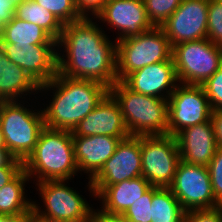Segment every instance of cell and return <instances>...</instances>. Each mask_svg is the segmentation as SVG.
Instances as JSON below:
<instances>
[{"instance_id":"obj_24","label":"cell","mask_w":222,"mask_h":222,"mask_svg":"<svg viewBox=\"0 0 222 222\" xmlns=\"http://www.w3.org/2000/svg\"><path fill=\"white\" fill-rule=\"evenodd\" d=\"M15 17L37 24L56 41L62 34L64 25L48 10L34 0H26L16 6Z\"/></svg>"},{"instance_id":"obj_32","label":"cell","mask_w":222,"mask_h":222,"mask_svg":"<svg viewBox=\"0 0 222 222\" xmlns=\"http://www.w3.org/2000/svg\"><path fill=\"white\" fill-rule=\"evenodd\" d=\"M184 222H222V205L185 212Z\"/></svg>"},{"instance_id":"obj_39","label":"cell","mask_w":222,"mask_h":222,"mask_svg":"<svg viewBox=\"0 0 222 222\" xmlns=\"http://www.w3.org/2000/svg\"><path fill=\"white\" fill-rule=\"evenodd\" d=\"M27 222H55L51 219L45 218L41 215H39L36 211L31 209L28 212V221Z\"/></svg>"},{"instance_id":"obj_14","label":"cell","mask_w":222,"mask_h":222,"mask_svg":"<svg viewBox=\"0 0 222 222\" xmlns=\"http://www.w3.org/2000/svg\"><path fill=\"white\" fill-rule=\"evenodd\" d=\"M95 18L103 23L102 27L106 24L109 29L115 28L116 41L140 35L154 27L143 0H107Z\"/></svg>"},{"instance_id":"obj_30","label":"cell","mask_w":222,"mask_h":222,"mask_svg":"<svg viewBox=\"0 0 222 222\" xmlns=\"http://www.w3.org/2000/svg\"><path fill=\"white\" fill-rule=\"evenodd\" d=\"M201 86L212 110H222V66Z\"/></svg>"},{"instance_id":"obj_20","label":"cell","mask_w":222,"mask_h":222,"mask_svg":"<svg viewBox=\"0 0 222 222\" xmlns=\"http://www.w3.org/2000/svg\"><path fill=\"white\" fill-rule=\"evenodd\" d=\"M91 186L95 199L101 203L99 209L109 214L120 215H123L151 187L142 176L113 185Z\"/></svg>"},{"instance_id":"obj_29","label":"cell","mask_w":222,"mask_h":222,"mask_svg":"<svg viewBox=\"0 0 222 222\" xmlns=\"http://www.w3.org/2000/svg\"><path fill=\"white\" fill-rule=\"evenodd\" d=\"M207 38L222 47V3L219 0H209Z\"/></svg>"},{"instance_id":"obj_27","label":"cell","mask_w":222,"mask_h":222,"mask_svg":"<svg viewBox=\"0 0 222 222\" xmlns=\"http://www.w3.org/2000/svg\"><path fill=\"white\" fill-rule=\"evenodd\" d=\"M149 20L155 27L162 24L179 7L182 0H143Z\"/></svg>"},{"instance_id":"obj_9","label":"cell","mask_w":222,"mask_h":222,"mask_svg":"<svg viewBox=\"0 0 222 222\" xmlns=\"http://www.w3.org/2000/svg\"><path fill=\"white\" fill-rule=\"evenodd\" d=\"M142 177L151 186L168 188L181 160L175 136H140Z\"/></svg>"},{"instance_id":"obj_40","label":"cell","mask_w":222,"mask_h":222,"mask_svg":"<svg viewBox=\"0 0 222 222\" xmlns=\"http://www.w3.org/2000/svg\"><path fill=\"white\" fill-rule=\"evenodd\" d=\"M13 159L14 157L8 150L0 149V167L7 166Z\"/></svg>"},{"instance_id":"obj_6","label":"cell","mask_w":222,"mask_h":222,"mask_svg":"<svg viewBox=\"0 0 222 222\" xmlns=\"http://www.w3.org/2000/svg\"><path fill=\"white\" fill-rule=\"evenodd\" d=\"M68 183L69 180L35 183L43 206L40 207V203L33 199L32 209L55 222H91L94 206Z\"/></svg>"},{"instance_id":"obj_10","label":"cell","mask_w":222,"mask_h":222,"mask_svg":"<svg viewBox=\"0 0 222 222\" xmlns=\"http://www.w3.org/2000/svg\"><path fill=\"white\" fill-rule=\"evenodd\" d=\"M185 212L220 206L215 199L208 168L180 160L168 187Z\"/></svg>"},{"instance_id":"obj_38","label":"cell","mask_w":222,"mask_h":222,"mask_svg":"<svg viewBox=\"0 0 222 222\" xmlns=\"http://www.w3.org/2000/svg\"><path fill=\"white\" fill-rule=\"evenodd\" d=\"M28 212L17 215H0V222H27Z\"/></svg>"},{"instance_id":"obj_17","label":"cell","mask_w":222,"mask_h":222,"mask_svg":"<svg viewBox=\"0 0 222 222\" xmlns=\"http://www.w3.org/2000/svg\"><path fill=\"white\" fill-rule=\"evenodd\" d=\"M92 135H107L121 140L130 136L119 104L109 92L72 132V136Z\"/></svg>"},{"instance_id":"obj_19","label":"cell","mask_w":222,"mask_h":222,"mask_svg":"<svg viewBox=\"0 0 222 222\" xmlns=\"http://www.w3.org/2000/svg\"><path fill=\"white\" fill-rule=\"evenodd\" d=\"M78 172L91 180L114 154L120 138L107 135L72 136Z\"/></svg>"},{"instance_id":"obj_25","label":"cell","mask_w":222,"mask_h":222,"mask_svg":"<svg viewBox=\"0 0 222 222\" xmlns=\"http://www.w3.org/2000/svg\"><path fill=\"white\" fill-rule=\"evenodd\" d=\"M152 222H184V209L169 188H159L152 197Z\"/></svg>"},{"instance_id":"obj_23","label":"cell","mask_w":222,"mask_h":222,"mask_svg":"<svg viewBox=\"0 0 222 222\" xmlns=\"http://www.w3.org/2000/svg\"><path fill=\"white\" fill-rule=\"evenodd\" d=\"M0 42L29 45L57 44V41L43 28L15 16L0 31Z\"/></svg>"},{"instance_id":"obj_42","label":"cell","mask_w":222,"mask_h":222,"mask_svg":"<svg viewBox=\"0 0 222 222\" xmlns=\"http://www.w3.org/2000/svg\"><path fill=\"white\" fill-rule=\"evenodd\" d=\"M15 6L19 5L21 2L26 1V0H11Z\"/></svg>"},{"instance_id":"obj_13","label":"cell","mask_w":222,"mask_h":222,"mask_svg":"<svg viewBox=\"0 0 222 222\" xmlns=\"http://www.w3.org/2000/svg\"><path fill=\"white\" fill-rule=\"evenodd\" d=\"M209 0H182L161 28L171 47L207 38Z\"/></svg>"},{"instance_id":"obj_7","label":"cell","mask_w":222,"mask_h":222,"mask_svg":"<svg viewBox=\"0 0 222 222\" xmlns=\"http://www.w3.org/2000/svg\"><path fill=\"white\" fill-rule=\"evenodd\" d=\"M172 47L161 27H153L142 34L116 41L117 81L147 65L167 61Z\"/></svg>"},{"instance_id":"obj_28","label":"cell","mask_w":222,"mask_h":222,"mask_svg":"<svg viewBox=\"0 0 222 222\" xmlns=\"http://www.w3.org/2000/svg\"><path fill=\"white\" fill-rule=\"evenodd\" d=\"M159 188L160 187L151 186L123 215L130 222H152V197Z\"/></svg>"},{"instance_id":"obj_5","label":"cell","mask_w":222,"mask_h":222,"mask_svg":"<svg viewBox=\"0 0 222 222\" xmlns=\"http://www.w3.org/2000/svg\"><path fill=\"white\" fill-rule=\"evenodd\" d=\"M28 101H0V127L7 150L22 162L33 152L45 127L42 109L33 110V102Z\"/></svg>"},{"instance_id":"obj_21","label":"cell","mask_w":222,"mask_h":222,"mask_svg":"<svg viewBox=\"0 0 222 222\" xmlns=\"http://www.w3.org/2000/svg\"><path fill=\"white\" fill-rule=\"evenodd\" d=\"M40 86L21 67L13 64L0 45V101L27 100L35 97ZM28 95V96H27Z\"/></svg>"},{"instance_id":"obj_36","label":"cell","mask_w":222,"mask_h":222,"mask_svg":"<svg viewBox=\"0 0 222 222\" xmlns=\"http://www.w3.org/2000/svg\"><path fill=\"white\" fill-rule=\"evenodd\" d=\"M91 222H130L124 215L109 214L100 209H93Z\"/></svg>"},{"instance_id":"obj_8","label":"cell","mask_w":222,"mask_h":222,"mask_svg":"<svg viewBox=\"0 0 222 222\" xmlns=\"http://www.w3.org/2000/svg\"><path fill=\"white\" fill-rule=\"evenodd\" d=\"M178 83L202 85L222 66V47L208 38L179 43L172 47Z\"/></svg>"},{"instance_id":"obj_35","label":"cell","mask_w":222,"mask_h":222,"mask_svg":"<svg viewBox=\"0 0 222 222\" xmlns=\"http://www.w3.org/2000/svg\"><path fill=\"white\" fill-rule=\"evenodd\" d=\"M16 6L11 0H0V31L12 21Z\"/></svg>"},{"instance_id":"obj_4","label":"cell","mask_w":222,"mask_h":222,"mask_svg":"<svg viewBox=\"0 0 222 222\" xmlns=\"http://www.w3.org/2000/svg\"><path fill=\"white\" fill-rule=\"evenodd\" d=\"M109 93L119 104L131 136L168 134V100L137 93L116 81Z\"/></svg>"},{"instance_id":"obj_12","label":"cell","mask_w":222,"mask_h":222,"mask_svg":"<svg viewBox=\"0 0 222 222\" xmlns=\"http://www.w3.org/2000/svg\"><path fill=\"white\" fill-rule=\"evenodd\" d=\"M142 176L140 136H128L120 140L114 154L100 171L86 183L89 196L95 197L91 185H113Z\"/></svg>"},{"instance_id":"obj_41","label":"cell","mask_w":222,"mask_h":222,"mask_svg":"<svg viewBox=\"0 0 222 222\" xmlns=\"http://www.w3.org/2000/svg\"><path fill=\"white\" fill-rule=\"evenodd\" d=\"M0 149L1 150H7L6 144H5V139H4V135L1 131V127H0Z\"/></svg>"},{"instance_id":"obj_22","label":"cell","mask_w":222,"mask_h":222,"mask_svg":"<svg viewBox=\"0 0 222 222\" xmlns=\"http://www.w3.org/2000/svg\"><path fill=\"white\" fill-rule=\"evenodd\" d=\"M27 172L22 169L9 183L0 188V215L27 213L33 207V201L27 197L25 189L30 181Z\"/></svg>"},{"instance_id":"obj_33","label":"cell","mask_w":222,"mask_h":222,"mask_svg":"<svg viewBox=\"0 0 222 222\" xmlns=\"http://www.w3.org/2000/svg\"><path fill=\"white\" fill-rule=\"evenodd\" d=\"M107 0H75L77 10L82 17H95Z\"/></svg>"},{"instance_id":"obj_1","label":"cell","mask_w":222,"mask_h":222,"mask_svg":"<svg viewBox=\"0 0 222 222\" xmlns=\"http://www.w3.org/2000/svg\"><path fill=\"white\" fill-rule=\"evenodd\" d=\"M97 21L82 17L64 25L57 40L58 74L110 88L117 81L116 40H110Z\"/></svg>"},{"instance_id":"obj_26","label":"cell","mask_w":222,"mask_h":222,"mask_svg":"<svg viewBox=\"0 0 222 222\" xmlns=\"http://www.w3.org/2000/svg\"><path fill=\"white\" fill-rule=\"evenodd\" d=\"M50 11L63 25L82 18L77 10L75 0H34Z\"/></svg>"},{"instance_id":"obj_37","label":"cell","mask_w":222,"mask_h":222,"mask_svg":"<svg viewBox=\"0 0 222 222\" xmlns=\"http://www.w3.org/2000/svg\"><path fill=\"white\" fill-rule=\"evenodd\" d=\"M211 124L218 147L222 148V110H212Z\"/></svg>"},{"instance_id":"obj_34","label":"cell","mask_w":222,"mask_h":222,"mask_svg":"<svg viewBox=\"0 0 222 222\" xmlns=\"http://www.w3.org/2000/svg\"><path fill=\"white\" fill-rule=\"evenodd\" d=\"M22 169L23 162L16 158L7 166L0 167V188L9 183Z\"/></svg>"},{"instance_id":"obj_2","label":"cell","mask_w":222,"mask_h":222,"mask_svg":"<svg viewBox=\"0 0 222 222\" xmlns=\"http://www.w3.org/2000/svg\"><path fill=\"white\" fill-rule=\"evenodd\" d=\"M43 91V92H42ZM52 92L49 104L42 108L44 125L51 129L73 132L83 120L109 92L105 85L94 81L69 78L58 74L39 88L40 97Z\"/></svg>"},{"instance_id":"obj_18","label":"cell","mask_w":222,"mask_h":222,"mask_svg":"<svg viewBox=\"0 0 222 222\" xmlns=\"http://www.w3.org/2000/svg\"><path fill=\"white\" fill-rule=\"evenodd\" d=\"M175 138L181 160L190 164L207 167L218 149L211 119L184 128Z\"/></svg>"},{"instance_id":"obj_31","label":"cell","mask_w":222,"mask_h":222,"mask_svg":"<svg viewBox=\"0 0 222 222\" xmlns=\"http://www.w3.org/2000/svg\"><path fill=\"white\" fill-rule=\"evenodd\" d=\"M215 199L222 205V148L218 147L207 166Z\"/></svg>"},{"instance_id":"obj_3","label":"cell","mask_w":222,"mask_h":222,"mask_svg":"<svg viewBox=\"0 0 222 222\" xmlns=\"http://www.w3.org/2000/svg\"><path fill=\"white\" fill-rule=\"evenodd\" d=\"M23 169L34 183L72 180L78 172L72 132L44 127Z\"/></svg>"},{"instance_id":"obj_16","label":"cell","mask_w":222,"mask_h":222,"mask_svg":"<svg viewBox=\"0 0 222 222\" xmlns=\"http://www.w3.org/2000/svg\"><path fill=\"white\" fill-rule=\"evenodd\" d=\"M122 82L137 93L167 100L179 84L172 57L135 70Z\"/></svg>"},{"instance_id":"obj_15","label":"cell","mask_w":222,"mask_h":222,"mask_svg":"<svg viewBox=\"0 0 222 222\" xmlns=\"http://www.w3.org/2000/svg\"><path fill=\"white\" fill-rule=\"evenodd\" d=\"M0 45L10 61L26 71L39 86L50 82L57 75V44L0 42Z\"/></svg>"},{"instance_id":"obj_11","label":"cell","mask_w":222,"mask_h":222,"mask_svg":"<svg viewBox=\"0 0 222 222\" xmlns=\"http://www.w3.org/2000/svg\"><path fill=\"white\" fill-rule=\"evenodd\" d=\"M212 108L201 85L179 83L168 99V134L211 119Z\"/></svg>"}]
</instances>
